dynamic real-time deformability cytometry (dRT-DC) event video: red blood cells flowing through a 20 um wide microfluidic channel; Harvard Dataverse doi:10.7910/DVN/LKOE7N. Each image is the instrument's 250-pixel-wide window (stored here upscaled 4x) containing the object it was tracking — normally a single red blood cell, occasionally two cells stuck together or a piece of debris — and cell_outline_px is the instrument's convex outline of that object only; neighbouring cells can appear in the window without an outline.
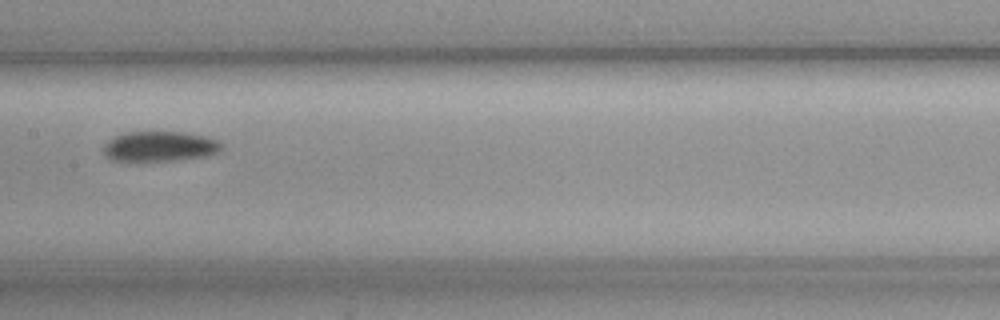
{"species": "common noctule bat (a hibernating species)", "species_latin": "Nyctalus noctula", "temperature_condition": "cold", "stored_images_in_passage": 43, "camera_frame_rate_fps": 3000, "um_per_image_px": 0.085, "animal": {"sex": "female", "body_mass_g": 19.3, "forearm_length_mm": 54.1}, "frame": {"image": 1, "passage_image": 20, "time_ms": 6.333, "image_size_px": [1000, 320], "cell_outline_px": [[224, 144], [216, 152], [204, 156], [176, 160], [112, 160], [104, 156], [104, 144], [112, 136], [124, 132], [184, 132], [208, 136]], "centroid_in_image_um": [13.54, 12.42], "position_along_channel_um": 193.9, "area_um2": 20.63}}
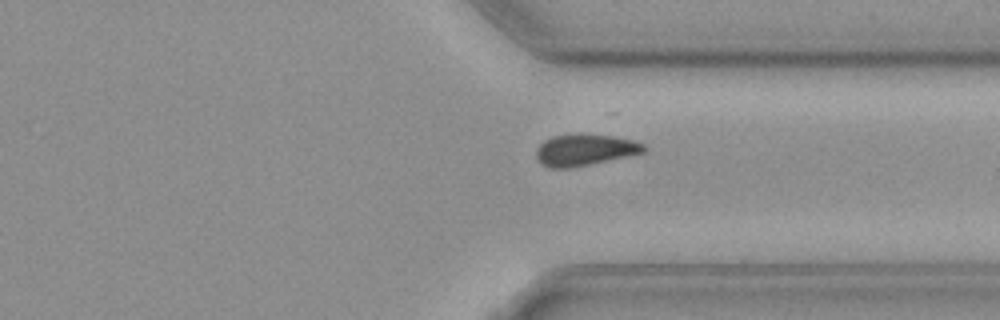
{"frame": {"image": 2, "passage_image": 34, "time_ms": 11.0, "image_size_px": [1000, 320], "cell_outline_px": [[648, 148], [644, 152], [632, 156], [572, 168], [548, 168], [540, 164], [536, 160], [536, 148], [544, 140], [552, 136], [580, 132], [584, 132], [612, 136], [632, 140], [644, 144]], "centroid_in_image_um": [49.7, 12.74], "position_along_channel_um": 361.7, "area_um2": 20.52}}
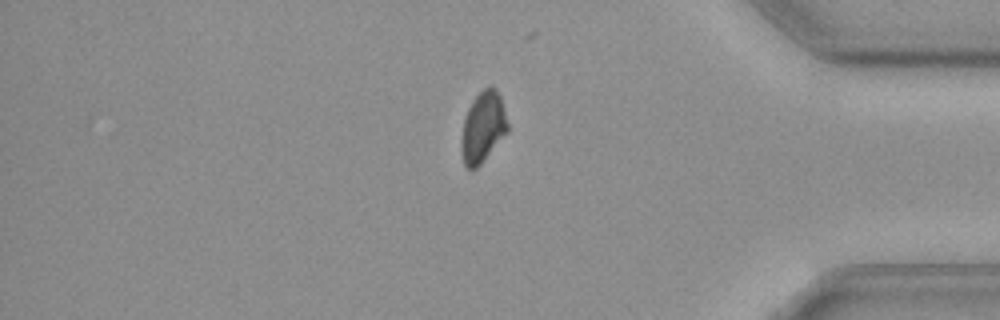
{"frame": {"image": 3, "passage_image": 39, "time_ms": 12.667, "image_size_px": [1000, 320], "cell_outline_px": [[508, 132], [480, 164], [476, 168], [468, 168], [464, 164], [460, 152], [460, 140], [464, 116], [472, 100], [484, 88], [492, 84], [496, 88], [500, 96], [508, 124]], "centroid_in_image_um": [41.03, 10.79], "position_along_channel_um": 394.2, "area_um2": 19.25}}